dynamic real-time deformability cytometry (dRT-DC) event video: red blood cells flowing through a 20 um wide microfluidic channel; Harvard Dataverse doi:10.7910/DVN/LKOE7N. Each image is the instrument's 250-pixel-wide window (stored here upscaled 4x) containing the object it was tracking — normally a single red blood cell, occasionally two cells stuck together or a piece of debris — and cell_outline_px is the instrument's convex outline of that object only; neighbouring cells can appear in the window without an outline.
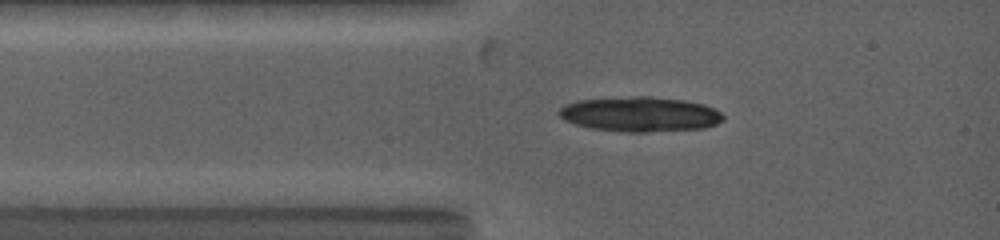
{"species": "common noctule bat (a hibernating species)", "species_latin": "Nyctalus noctula", "temperature_condition": "warm", "stored_images_in_passage": 2, "camera_frame_rate_fps": 5000, "um_per_image_px": 0.085, "animal": {"sex": "female", "body_mass_g": 19.0, "forearm_length_mm": 53.3}, "frame": {"image": 1, "passage_image": 2, "time_ms": 0.2, "image_size_px": [1000, 240], "cell_outline_px": [[724, 120], [716, 124], [704, 128], [648, 132], [628, 132], [592, 128], [576, 124], [564, 120], [560, 116], [560, 108], [564, 104], [576, 100], [632, 96], [652, 96], [684, 100], [704, 104], [720, 112], [724, 116]], "centroid_in_image_um": [54.41, 9.7], "position_along_channel_um": 30.6, "area_um2": 33.41}}